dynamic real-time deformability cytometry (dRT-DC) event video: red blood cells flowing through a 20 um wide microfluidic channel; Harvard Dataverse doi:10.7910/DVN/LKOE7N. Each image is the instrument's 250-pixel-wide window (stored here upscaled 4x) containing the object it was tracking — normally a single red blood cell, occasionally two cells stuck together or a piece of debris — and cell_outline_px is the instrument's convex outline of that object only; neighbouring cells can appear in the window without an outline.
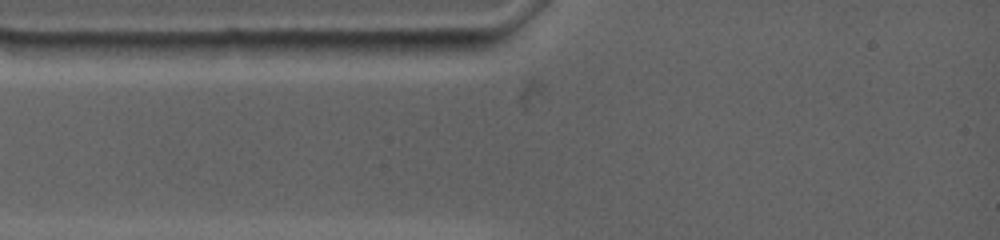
{"species": "common noctule bat (a hibernating species)", "species_latin": "Nyctalus noctula", "temperature_condition": "warm", "stored_images_in_passage": 4, "camera_frame_rate_fps": 4500, "um_per_image_px": 0.085, "animal": {"sex": "female", "body_mass_g": 19.0, "forearm_length_mm": 53.3}, "frame": {"image": 1, "passage_image": 3, "time_ms": 0.667, "image_size_px": [1000, 240], "cell_outline_px": [[484, 40], [476, 48], [416, 56], [372, 52], [364, 44], [368, 40]], "centroid_in_image_um": [35.7, 3.95], "position_along_channel_um": 49.3, "area_um2": 10.29}}